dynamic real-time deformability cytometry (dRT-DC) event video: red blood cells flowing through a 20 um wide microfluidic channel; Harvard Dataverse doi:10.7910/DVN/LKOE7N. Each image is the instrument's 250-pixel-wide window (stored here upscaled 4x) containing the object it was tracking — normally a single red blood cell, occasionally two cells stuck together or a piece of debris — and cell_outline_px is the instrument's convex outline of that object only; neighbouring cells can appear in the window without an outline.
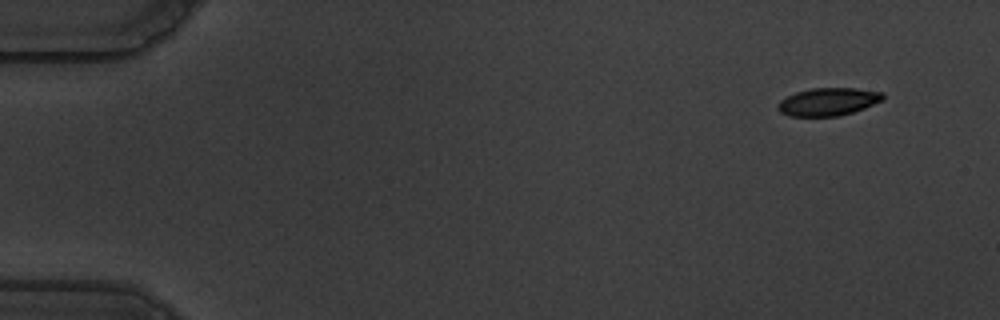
{"species": "common noctule bat (a hibernating species)", "species_latin": "Nyctalus noctula", "temperature_condition": "warm", "stored_images_in_passage": 55, "camera_frame_rate_fps": 3000, "um_per_image_px": 0.085, "animal": {"sex": "male", "body_mass_g": 19.5, "forearm_length_mm": 54.6}, "frame": {"image": 1, "passage_image": 1, "time_ms": 0.0, "image_size_px": [1000, 320], "cell_outline_px": [[884, 100], [864, 108], [852, 112], [836, 116], [788, 116], [780, 112], [776, 108], [776, 104], [780, 100], [796, 92], [812, 88], [856, 88], [884, 92]], "centroid_in_image_um": [70.39, 8.64], "position_along_channel_um": 14.6, "area_um2": 17.11}}
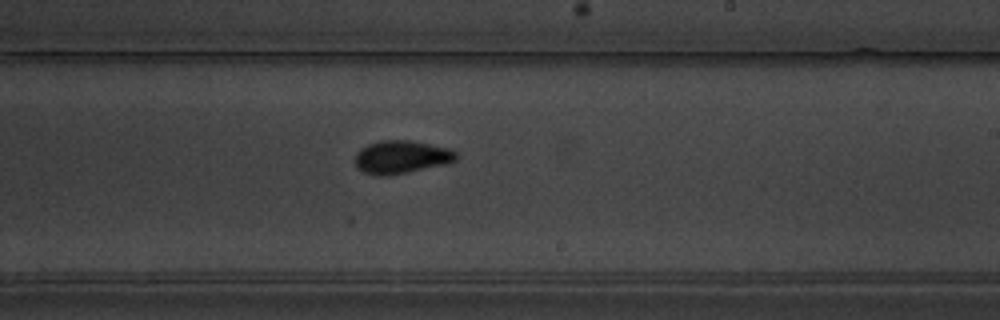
{"frame": {"image": 2, "passage_image": 32, "time_ms": 10.333, "image_size_px": [1000, 320], "cell_outline_px": [[456, 160], [448, 164], [388, 176], [376, 176], [364, 172], [356, 168], [356, 152], [360, 148], [368, 144], [380, 140], [408, 140], [448, 148], [456, 152]], "centroid_in_image_um": [34.09, 13.36], "position_along_channel_um": 254.9, "area_um2": 19.54}}
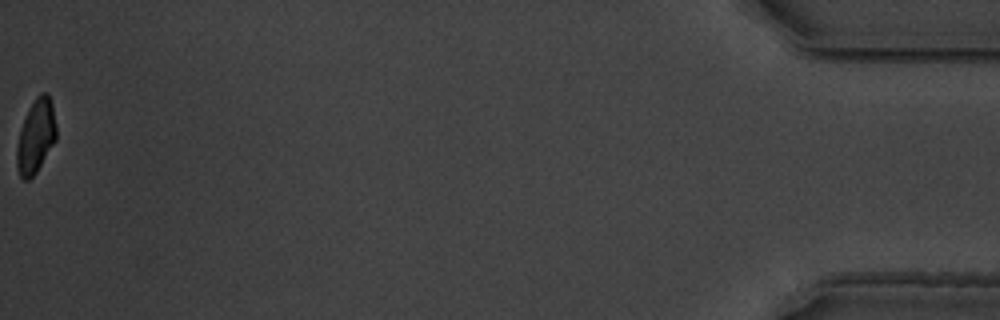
{"frame": {"image": 3, "passage_image": 55, "time_ms": 18.0, "image_size_px": [1000, 320], "cell_outline_px": [[56, 140], [36, 172], [28, 180], [24, 180], [20, 176], [16, 168], [16, 144], [20, 128], [28, 108], [36, 96], [40, 92], [48, 92], [52, 104], [56, 124]], "centroid_in_image_um": [3.03, 11.56], "position_along_channel_um": 432.2, "area_um2": 17.22}, "authors_computed_cell_mechanics": {"area_um2": 18.3804, "velocity_mm_per_s": 3.5317, "shape_relaxation_time_tau1_ms": 4.281, "shape_relaxation_time_tau2_ms": 1.1234, "deformation_change_tau1": 0.128, "deformation_change_tau2": 0.05}}